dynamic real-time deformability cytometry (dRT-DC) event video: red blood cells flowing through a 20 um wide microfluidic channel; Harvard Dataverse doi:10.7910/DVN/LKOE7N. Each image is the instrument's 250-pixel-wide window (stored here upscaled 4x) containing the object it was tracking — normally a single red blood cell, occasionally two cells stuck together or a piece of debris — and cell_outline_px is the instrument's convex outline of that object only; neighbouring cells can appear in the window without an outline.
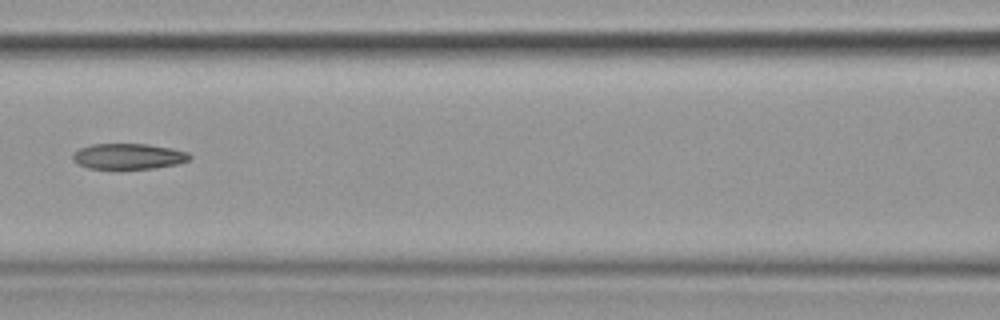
{"species": "common noctule bat (a hibernating species)", "species_latin": "Nyctalus noctula", "temperature_condition": "cold", "stored_images_in_passage": 9, "camera_frame_rate_fps": 3000, "um_per_image_px": 0.085, "animal": {"sex": "female", "body_mass_g": 19.9}, "frame": {"image": 1, "passage_image": 6, "time_ms": 6.0, "image_size_px": [1000, 320], "cell_outline_px": [[192, 156], [188, 160], [176, 164], [156, 168], [88, 168], [72, 160], [72, 152], [80, 148], [92, 144], [148, 144], [172, 148], [188, 152]], "centroid_in_image_um": [10.91, 13.27], "position_along_channel_um": 155.7, "area_um2": 17.4}}
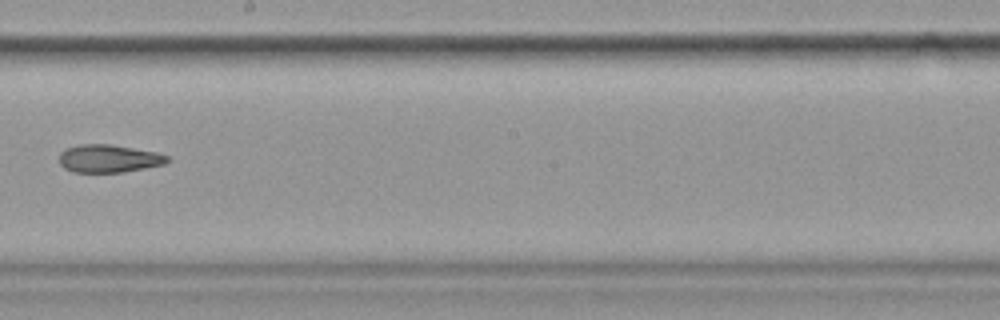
{"frame": {"image": 2, "passage_image": 8, "time_ms": 8.333, "image_size_px": [1000, 320], "cell_outline_px": [[168, 160], [164, 164], [124, 172], [72, 172], [64, 168], [60, 164], [60, 152], [68, 148], [80, 144], [108, 144], [156, 152], [168, 156]], "centroid_in_image_um": [9.22, 13.48], "position_along_channel_um": 239.0, "area_um2": 17.34}}
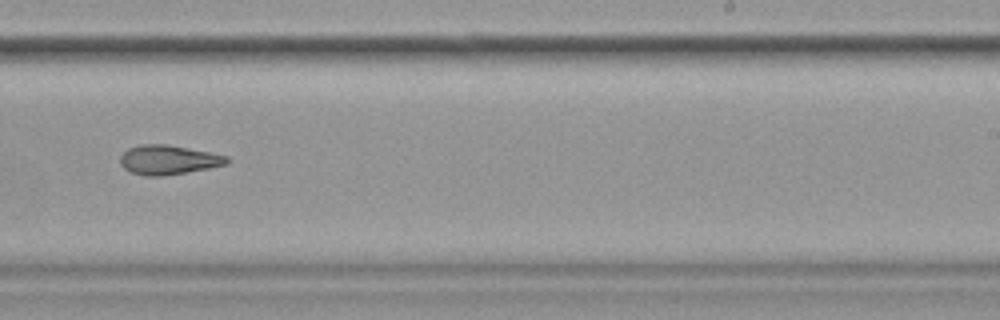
{"frame": {"image": 3, "passage_image": 9, "time_ms": 9.333, "image_size_px": [1000, 320], "cell_outline_px": [[228, 164], [188, 172], [164, 176], [144, 176], [132, 172], [124, 168], [120, 164], [120, 156], [128, 148], [140, 144], [168, 144], [228, 156]], "centroid_in_image_um": [14.29, 13.59], "position_along_channel_um": 274.7, "area_um2": 18.26}}